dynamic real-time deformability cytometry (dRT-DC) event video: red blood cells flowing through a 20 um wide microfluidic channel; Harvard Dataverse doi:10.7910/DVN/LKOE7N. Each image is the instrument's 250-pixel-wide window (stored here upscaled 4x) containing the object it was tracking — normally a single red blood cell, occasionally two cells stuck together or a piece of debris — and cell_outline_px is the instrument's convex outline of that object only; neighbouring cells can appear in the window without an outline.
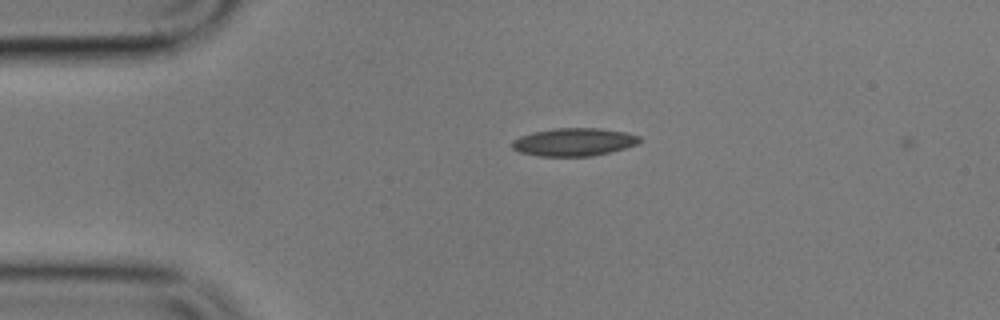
{"species": "common noctule bat (a hibernating species)", "species_latin": "Nyctalus noctula", "temperature_condition": "cold", "stored_images_in_passage": 2, "camera_frame_rate_fps": 3000, "um_per_image_px": 0.085, "animal": {"sex": "male", "body_mass_g": 17.9}, "frame": {"image": 1, "passage_image": 1, "time_ms": 0.0, "image_size_px": [1000, 320], "cell_outline_px": [[644, 140], [636, 144], [624, 148], [592, 156], [540, 156], [520, 152], [512, 148], [512, 140], [520, 136], [532, 132], [556, 128], [600, 128], [628, 132], [640, 136]], "centroid_in_image_um": [48.8, 12.06], "position_along_channel_um": 36.2, "area_um2": 20.81}}